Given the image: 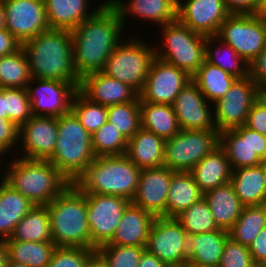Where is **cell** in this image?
<instances>
[{
    "label": "cell",
    "mask_w": 266,
    "mask_h": 267,
    "mask_svg": "<svg viewBox=\"0 0 266 267\" xmlns=\"http://www.w3.org/2000/svg\"><path fill=\"white\" fill-rule=\"evenodd\" d=\"M258 99V88L250 76L237 79L224 97L213 105L216 130L221 132L245 125L253 103Z\"/></svg>",
    "instance_id": "11"
},
{
    "label": "cell",
    "mask_w": 266,
    "mask_h": 267,
    "mask_svg": "<svg viewBox=\"0 0 266 267\" xmlns=\"http://www.w3.org/2000/svg\"><path fill=\"white\" fill-rule=\"evenodd\" d=\"M4 182H5V174H4V176L2 177V181L0 182V186H1V184L4 183Z\"/></svg>",
    "instance_id": "65"
},
{
    "label": "cell",
    "mask_w": 266,
    "mask_h": 267,
    "mask_svg": "<svg viewBox=\"0 0 266 267\" xmlns=\"http://www.w3.org/2000/svg\"><path fill=\"white\" fill-rule=\"evenodd\" d=\"M185 235L186 231L175 218L155 217L145 249L168 267H185L188 264L183 246Z\"/></svg>",
    "instance_id": "13"
},
{
    "label": "cell",
    "mask_w": 266,
    "mask_h": 267,
    "mask_svg": "<svg viewBox=\"0 0 266 267\" xmlns=\"http://www.w3.org/2000/svg\"><path fill=\"white\" fill-rule=\"evenodd\" d=\"M141 169L125 154L98 156L75 181L83 193L113 195L132 201Z\"/></svg>",
    "instance_id": "4"
},
{
    "label": "cell",
    "mask_w": 266,
    "mask_h": 267,
    "mask_svg": "<svg viewBox=\"0 0 266 267\" xmlns=\"http://www.w3.org/2000/svg\"><path fill=\"white\" fill-rule=\"evenodd\" d=\"M9 260L28 267H47L57 246L54 242L6 240Z\"/></svg>",
    "instance_id": "36"
},
{
    "label": "cell",
    "mask_w": 266,
    "mask_h": 267,
    "mask_svg": "<svg viewBox=\"0 0 266 267\" xmlns=\"http://www.w3.org/2000/svg\"><path fill=\"white\" fill-rule=\"evenodd\" d=\"M0 118L6 119L5 88H0Z\"/></svg>",
    "instance_id": "58"
},
{
    "label": "cell",
    "mask_w": 266,
    "mask_h": 267,
    "mask_svg": "<svg viewBox=\"0 0 266 267\" xmlns=\"http://www.w3.org/2000/svg\"><path fill=\"white\" fill-rule=\"evenodd\" d=\"M78 90L89 100L103 106L133 102L139 96L129 85L102 71L84 75Z\"/></svg>",
    "instance_id": "22"
},
{
    "label": "cell",
    "mask_w": 266,
    "mask_h": 267,
    "mask_svg": "<svg viewBox=\"0 0 266 267\" xmlns=\"http://www.w3.org/2000/svg\"><path fill=\"white\" fill-rule=\"evenodd\" d=\"M264 227L266 204L245 206L228 233L233 241L249 247Z\"/></svg>",
    "instance_id": "37"
},
{
    "label": "cell",
    "mask_w": 266,
    "mask_h": 267,
    "mask_svg": "<svg viewBox=\"0 0 266 267\" xmlns=\"http://www.w3.org/2000/svg\"><path fill=\"white\" fill-rule=\"evenodd\" d=\"M203 197L208 202L218 228L226 231L233 227L245 207L230 182L206 191Z\"/></svg>",
    "instance_id": "29"
},
{
    "label": "cell",
    "mask_w": 266,
    "mask_h": 267,
    "mask_svg": "<svg viewBox=\"0 0 266 267\" xmlns=\"http://www.w3.org/2000/svg\"><path fill=\"white\" fill-rule=\"evenodd\" d=\"M185 267H203V266H198V265H194V264H187Z\"/></svg>",
    "instance_id": "63"
},
{
    "label": "cell",
    "mask_w": 266,
    "mask_h": 267,
    "mask_svg": "<svg viewBox=\"0 0 266 267\" xmlns=\"http://www.w3.org/2000/svg\"><path fill=\"white\" fill-rule=\"evenodd\" d=\"M5 28L22 44L50 29L43 0H2Z\"/></svg>",
    "instance_id": "17"
},
{
    "label": "cell",
    "mask_w": 266,
    "mask_h": 267,
    "mask_svg": "<svg viewBox=\"0 0 266 267\" xmlns=\"http://www.w3.org/2000/svg\"><path fill=\"white\" fill-rule=\"evenodd\" d=\"M146 247L103 244L96 251L106 260L109 267H138Z\"/></svg>",
    "instance_id": "44"
},
{
    "label": "cell",
    "mask_w": 266,
    "mask_h": 267,
    "mask_svg": "<svg viewBox=\"0 0 266 267\" xmlns=\"http://www.w3.org/2000/svg\"><path fill=\"white\" fill-rule=\"evenodd\" d=\"M123 26L117 10L107 1L71 31L73 64L80 78L104 69L106 60L123 39Z\"/></svg>",
    "instance_id": "1"
},
{
    "label": "cell",
    "mask_w": 266,
    "mask_h": 267,
    "mask_svg": "<svg viewBox=\"0 0 266 267\" xmlns=\"http://www.w3.org/2000/svg\"><path fill=\"white\" fill-rule=\"evenodd\" d=\"M191 80L177 95L172 107L182 130H216L213 110ZM208 106V107H207Z\"/></svg>",
    "instance_id": "20"
},
{
    "label": "cell",
    "mask_w": 266,
    "mask_h": 267,
    "mask_svg": "<svg viewBox=\"0 0 266 267\" xmlns=\"http://www.w3.org/2000/svg\"><path fill=\"white\" fill-rule=\"evenodd\" d=\"M174 172L165 166L141 169L137 190L131 202L155 217L166 218V201Z\"/></svg>",
    "instance_id": "21"
},
{
    "label": "cell",
    "mask_w": 266,
    "mask_h": 267,
    "mask_svg": "<svg viewBox=\"0 0 266 267\" xmlns=\"http://www.w3.org/2000/svg\"><path fill=\"white\" fill-rule=\"evenodd\" d=\"M265 182L260 165L234 169L230 179L244 206L266 204Z\"/></svg>",
    "instance_id": "31"
},
{
    "label": "cell",
    "mask_w": 266,
    "mask_h": 267,
    "mask_svg": "<svg viewBox=\"0 0 266 267\" xmlns=\"http://www.w3.org/2000/svg\"><path fill=\"white\" fill-rule=\"evenodd\" d=\"M20 138L24 150L22 158L49 160L58 139L57 118L33 115L19 127Z\"/></svg>",
    "instance_id": "19"
},
{
    "label": "cell",
    "mask_w": 266,
    "mask_h": 267,
    "mask_svg": "<svg viewBox=\"0 0 266 267\" xmlns=\"http://www.w3.org/2000/svg\"><path fill=\"white\" fill-rule=\"evenodd\" d=\"M139 39L122 40L106 60L102 72L129 85L138 94L142 91L155 48ZM124 41V42H123Z\"/></svg>",
    "instance_id": "7"
},
{
    "label": "cell",
    "mask_w": 266,
    "mask_h": 267,
    "mask_svg": "<svg viewBox=\"0 0 266 267\" xmlns=\"http://www.w3.org/2000/svg\"><path fill=\"white\" fill-rule=\"evenodd\" d=\"M232 167L225 151L218 146L206 155L191 171L196 184L205 193L230 182Z\"/></svg>",
    "instance_id": "26"
},
{
    "label": "cell",
    "mask_w": 266,
    "mask_h": 267,
    "mask_svg": "<svg viewBox=\"0 0 266 267\" xmlns=\"http://www.w3.org/2000/svg\"><path fill=\"white\" fill-rule=\"evenodd\" d=\"M85 267H109L106 260L95 250L88 258Z\"/></svg>",
    "instance_id": "55"
},
{
    "label": "cell",
    "mask_w": 266,
    "mask_h": 267,
    "mask_svg": "<svg viewBox=\"0 0 266 267\" xmlns=\"http://www.w3.org/2000/svg\"><path fill=\"white\" fill-rule=\"evenodd\" d=\"M203 196L190 172H174L166 201V218H175Z\"/></svg>",
    "instance_id": "30"
},
{
    "label": "cell",
    "mask_w": 266,
    "mask_h": 267,
    "mask_svg": "<svg viewBox=\"0 0 266 267\" xmlns=\"http://www.w3.org/2000/svg\"><path fill=\"white\" fill-rule=\"evenodd\" d=\"M8 167L5 183L34 205L49 204L71 184L49 160L17 157Z\"/></svg>",
    "instance_id": "5"
},
{
    "label": "cell",
    "mask_w": 266,
    "mask_h": 267,
    "mask_svg": "<svg viewBox=\"0 0 266 267\" xmlns=\"http://www.w3.org/2000/svg\"><path fill=\"white\" fill-rule=\"evenodd\" d=\"M175 219L187 233L200 234L219 229L204 197L182 211Z\"/></svg>",
    "instance_id": "41"
},
{
    "label": "cell",
    "mask_w": 266,
    "mask_h": 267,
    "mask_svg": "<svg viewBox=\"0 0 266 267\" xmlns=\"http://www.w3.org/2000/svg\"><path fill=\"white\" fill-rule=\"evenodd\" d=\"M258 100L266 106V87L258 88Z\"/></svg>",
    "instance_id": "60"
},
{
    "label": "cell",
    "mask_w": 266,
    "mask_h": 267,
    "mask_svg": "<svg viewBox=\"0 0 266 267\" xmlns=\"http://www.w3.org/2000/svg\"><path fill=\"white\" fill-rule=\"evenodd\" d=\"M217 42L220 46L216 47L217 50L212 49V46H214L213 44H216ZM222 48L226 50L227 54L229 53V58L226 56L227 58L225 59V57L220 56L222 55V53L224 54L223 50L221 52ZM222 56H225V54ZM205 60L212 65L220 67L225 72L237 77L238 79L249 76V63H247L242 57H240L231 46L222 42L217 37L215 38V36L206 37Z\"/></svg>",
    "instance_id": "38"
},
{
    "label": "cell",
    "mask_w": 266,
    "mask_h": 267,
    "mask_svg": "<svg viewBox=\"0 0 266 267\" xmlns=\"http://www.w3.org/2000/svg\"><path fill=\"white\" fill-rule=\"evenodd\" d=\"M259 267H266V261Z\"/></svg>",
    "instance_id": "66"
},
{
    "label": "cell",
    "mask_w": 266,
    "mask_h": 267,
    "mask_svg": "<svg viewBox=\"0 0 266 267\" xmlns=\"http://www.w3.org/2000/svg\"><path fill=\"white\" fill-rule=\"evenodd\" d=\"M260 0H224L230 14L255 15Z\"/></svg>",
    "instance_id": "51"
},
{
    "label": "cell",
    "mask_w": 266,
    "mask_h": 267,
    "mask_svg": "<svg viewBox=\"0 0 266 267\" xmlns=\"http://www.w3.org/2000/svg\"><path fill=\"white\" fill-rule=\"evenodd\" d=\"M50 29L72 31L84 20L93 16L108 0L98 8L88 12V0H43Z\"/></svg>",
    "instance_id": "27"
},
{
    "label": "cell",
    "mask_w": 266,
    "mask_h": 267,
    "mask_svg": "<svg viewBox=\"0 0 266 267\" xmlns=\"http://www.w3.org/2000/svg\"><path fill=\"white\" fill-rule=\"evenodd\" d=\"M57 127L58 139L49 161L74 184L96 158L92 150V135L72 111L57 118Z\"/></svg>",
    "instance_id": "6"
},
{
    "label": "cell",
    "mask_w": 266,
    "mask_h": 267,
    "mask_svg": "<svg viewBox=\"0 0 266 267\" xmlns=\"http://www.w3.org/2000/svg\"><path fill=\"white\" fill-rule=\"evenodd\" d=\"M245 126L262 135H266V106L258 99L250 108Z\"/></svg>",
    "instance_id": "49"
},
{
    "label": "cell",
    "mask_w": 266,
    "mask_h": 267,
    "mask_svg": "<svg viewBox=\"0 0 266 267\" xmlns=\"http://www.w3.org/2000/svg\"><path fill=\"white\" fill-rule=\"evenodd\" d=\"M71 111L91 135L107 122V106L89 100L79 90L74 95Z\"/></svg>",
    "instance_id": "42"
},
{
    "label": "cell",
    "mask_w": 266,
    "mask_h": 267,
    "mask_svg": "<svg viewBox=\"0 0 266 267\" xmlns=\"http://www.w3.org/2000/svg\"><path fill=\"white\" fill-rule=\"evenodd\" d=\"M5 99L6 119L18 127L33 116L27 88H5Z\"/></svg>",
    "instance_id": "45"
},
{
    "label": "cell",
    "mask_w": 266,
    "mask_h": 267,
    "mask_svg": "<svg viewBox=\"0 0 266 267\" xmlns=\"http://www.w3.org/2000/svg\"><path fill=\"white\" fill-rule=\"evenodd\" d=\"M259 165L261 166L262 173L266 181V159H263ZM265 192H266V182H265Z\"/></svg>",
    "instance_id": "62"
},
{
    "label": "cell",
    "mask_w": 266,
    "mask_h": 267,
    "mask_svg": "<svg viewBox=\"0 0 266 267\" xmlns=\"http://www.w3.org/2000/svg\"><path fill=\"white\" fill-rule=\"evenodd\" d=\"M35 205L5 182L0 186V239H9L18 222Z\"/></svg>",
    "instance_id": "32"
},
{
    "label": "cell",
    "mask_w": 266,
    "mask_h": 267,
    "mask_svg": "<svg viewBox=\"0 0 266 267\" xmlns=\"http://www.w3.org/2000/svg\"><path fill=\"white\" fill-rule=\"evenodd\" d=\"M19 139V127L9 119L0 118V149L8 153Z\"/></svg>",
    "instance_id": "48"
},
{
    "label": "cell",
    "mask_w": 266,
    "mask_h": 267,
    "mask_svg": "<svg viewBox=\"0 0 266 267\" xmlns=\"http://www.w3.org/2000/svg\"><path fill=\"white\" fill-rule=\"evenodd\" d=\"M32 78L80 83L70 30L48 29L22 44Z\"/></svg>",
    "instance_id": "2"
},
{
    "label": "cell",
    "mask_w": 266,
    "mask_h": 267,
    "mask_svg": "<svg viewBox=\"0 0 266 267\" xmlns=\"http://www.w3.org/2000/svg\"><path fill=\"white\" fill-rule=\"evenodd\" d=\"M154 218L151 212L130 202L123 212L113 237L107 244L146 247Z\"/></svg>",
    "instance_id": "24"
},
{
    "label": "cell",
    "mask_w": 266,
    "mask_h": 267,
    "mask_svg": "<svg viewBox=\"0 0 266 267\" xmlns=\"http://www.w3.org/2000/svg\"><path fill=\"white\" fill-rule=\"evenodd\" d=\"M191 78L208 102L211 101L212 104L224 97L229 88L238 79L206 60L203 61Z\"/></svg>",
    "instance_id": "35"
},
{
    "label": "cell",
    "mask_w": 266,
    "mask_h": 267,
    "mask_svg": "<svg viewBox=\"0 0 266 267\" xmlns=\"http://www.w3.org/2000/svg\"><path fill=\"white\" fill-rule=\"evenodd\" d=\"M32 77L24 49L0 58V88H27Z\"/></svg>",
    "instance_id": "39"
},
{
    "label": "cell",
    "mask_w": 266,
    "mask_h": 267,
    "mask_svg": "<svg viewBox=\"0 0 266 267\" xmlns=\"http://www.w3.org/2000/svg\"><path fill=\"white\" fill-rule=\"evenodd\" d=\"M127 142L114 125L106 122L92 135V150L96 157L124 155Z\"/></svg>",
    "instance_id": "43"
},
{
    "label": "cell",
    "mask_w": 266,
    "mask_h": 267,
    "mask_svg": "<svg viewBox=\"0 0 266 267\" xmlns=\"http://www.w3.org/2000/svg\"><path fill=\"white\" fill-rule=\"evenodd\" d=\"M46 207L53 242L57 247L91 249L86 195L75 184H70Z\"/></svg>",
    "instance_id": "3"
},
{
    "label": "cell",
    "mask_w": 266,
    "mask_h": 267,
    "mask_svg": "<svg viewBox=\"0 0 266 267\" xmlns=\"http://www.w3.org/2000/svg\"><path fill=\"white\" fill-rule=\"evenodd\" d=\"M2 154H3V155H2ZM4 155H6L5 152H4L3 150L0 149V156L2 157V156H4ZM0 164H1V160H0Z\"/></svg>",
    "instance_id": "64"
},
{
    "label": "cell",
    "mask_w": 266,
    "mask_h": 267,
    "mask_svg": "<svg viewBox=\"0 0 266 267\" xmlns=\"http://www.w3.org/2000/svg\"><path fill=\"white\" fill-rule=\"evenodd\" d=\"M219 146L225 151L233 170L257 166L266 159V135L245 125L219 132Z\"/></svg>",
    "instance_id": "14"
},
{
    "label": "cell",
    "mask_w": 266,
    "mask_h": 267,
    "mask_svg": "<svg viewBox=\"0 0 266 267\" xmlns=\"http://www.w3.org/2000/svg\"><path fill=\"white\" fill-rule=\"evenodd\" d=\"M21 47L22 43L6 28L0 30V58L17 52Z\"/></svg>",
    "instance_id": "53"
},
{
    "label": "cell",
    "mask_w": 266,
    "mask_h": 267,
    "mask_svg": "<svg viewBox=\"0 0 266 267\" xmlns=\"http://www.w3.org/2000/svg\"><path fill=\"white\" fill-rule=\"evenodd\" d=\"M5 267H28V266L24 265V264H19V263L13 262V261L8 259L7 263L5 264Z\"/></svg>",
    "instance_id": "61"
},
{
    "label": "cell",
    "mask_w": 266,
    "mask_h": 267,
    "mask_svg": "<svg viewBox=\"0 0 266 267\" xmlns=\"http://www.w3.org/2000/svg\"><path fill=\"white\" fill-rule=\"evenodd\" d=\"M6 26V20H5V8L4 3L1 0L0 1V30L4 29Z\"/></svg>",
    "instance_id": "59"
},
{
    "label": "cell",
    "mask_w": 266,
    "mask_h": 267,
    "mask_svg": "<svg viewBox=\"0 0 266 267\" xmlns=\"http://www.w3.org/2000/svg\"><path fill=\"white\" fill-rule=\"evenodd\" d=\"M6 240L53 242L50 219L46 205H35L16 225Z\"/></svg>",
    "instance_id": "34"
},
{
    "label": "cell",
    "mask_w": 266,
    "mask_h": 267,
    "mask_svg": "<svg viewBox=\"0 0 266 267\" xmlns=\"http://www.w3.org/2000/svg\"><path fill=\"white\" fill-rule=\"evenodd\" d=\"M8 259L9 257L6 240L0 239V267H5Z\"/></svg>",
    "instance_id": "56"
},
{
    "label": "cell",
    "mask_w": 266,
    "mask_h": 267,
    "mask_svg": "<svg viewBox=\"0 0 266 267\" xmlns=\"http://www.w3.org/2000/svg\"><path fill=\"white\" fill-rule=\"evenodd\" d=\"M165 51L155 48L157 58L192 76L205 60L206 37L178 20L161 26Z\"/></svg>",
    "instance_id": "8"
},
{
    "label": "cell",
    "mask_w": 266,
    "mask_h": 267,
    "mask_svg": "<svg viewBox=\"0 0 266 267\" xmlns=\"http://www.w3.org/2000/svg\"><path fill=\"white\" fill-rule=\"evenodd\" d=\"M84 194L87 201L91 249L96 250L113 237L123 212L131 201L113 195Z\"/></svg>",
    "instance_id": "12"
},
{
    "label": "cell",
    "mask_w": 266,
    "mask_h": 267,
    "mask_svg": "<svg viewBox=\"0 0 266 267\" xmlns=\"http://www.w3.org/2000/svg\"><path fill=\"white\" fill-rule=\"evenodd\" d=\"M107 122L130 140L141 128L139 96L133 102L107 106Z\"/></svg>",
    "instance_id": "40"
},
{
    "label": "cell",
    "mask_w": 266,
    "mask_h": 267,
    "mask_svg": "<svg viewBox=\"0 0 266 267\" xmlns=\"http://www.w3.org/2000/svg\"><path fill=\"white\" fill-rule=\"evenodd\" d=\"M229 15L224 0H177V20L204 36H216Z\"/></svg>",
    "instance_id": "18"
},
{
    "label": "cell",
    "mask_w": 266,
    "mask_h": 267,
    "mask_svg": "<svg viewBox=\"0 0 266 267\" xmlns=\"http://www.w3.org/2000/svg\"><path fill=\"white\" fill-rule=\"evenodd\" d=\"M138 267H168L158 257L148 252L146 249L143 251Z\"/></svg>",
    "instance_id": "54"
},
{
    "label": "cell",
    "mask_w": 266,
    "mask_h": 267,
    "mask_svg": "<svg viewBox=\"0 0 266 267\" xmlns=\"http://www.w3.org/2000/svg\"><path fill=\"white\" fill-rule=\"evenodd\" d=\"M33 81L37 88L30 83L27 86L32 115L58 118L71 111L80 83L38 78H32Z\"/></svg>",
    "instance_id": "16"
},
{
    "label": "cell",
    "mask_w": 266,
    "mask_h": 267,
    "mask_svg": "<svg viewBox=\"0 0 266 267\" xmlns=\"http://www.w3.org/2000/svg\"><path fill=\"white\" fill-rule=\"evenodd\" d=\"M191 79L186 71L155 57L144 87L139 93L140 102L172 105L177 95Z\"/></svg>",
    "instance_id": "15"
},
{
    "label": "cell",
    "mask_w": 266,
    "mask_h": 267,
    "mask_svg": "<svg viewBox=\"0 0 266 267\" xmlns=\"http://www.w3.org/2000/svg\"><path fill=\"white\" fill-rule=\"evenodd\" d=\"M219 146L217 130H180L165 140L164 166L175 172H190Z\"/></svg>",
    "instance_id": "9"
},
{
    "label": "cell",
    "mask_w": 266,
    "mask_h": 267,
    "mask_svg": "<svg viewBox=\"0 0 266 267\" xmlns=\"http://www.w3.org/2000/svg\"><path fill=\"white\" fill-rule=\"evenodd\" d=\"M140 111L141 128L164 140L171 139L181 130L170 104L140 102Z\"/></svg>",
    "instance_id": "33"
},
{
    "label": "cell",
    "mask_w": 266,
    "mask_h": 267,
    "mask_svg": "<svg viewBox=\"0 0 266 267\" xmlns=\"http://www.w3.org/2000/svg\"><path fill=\"white\" fill-rule=\"evenodd\" d=\"M228 238V231L220 228L200 234L186 232L183 246L188 264L218 267Z\"/></svg>",
    "instance_id": "23"
},
{
    "label": "cell",
    "mask_w": 266,
    "mask_h": 267,
    "mask_svg": "<svg viewBox=\"0 0 266 267\" xmlns=\"http://www.w3.org/2000/svg\"><path fill=\"white\" fill-rule=\"evenodd\" d=\"M255 15L266 23V0H260Z\"/></svg>",
    "instance_id": "57"
},
{
    "label": "cell",
    "mask_w": 266,
    "mask_h": 267,
    "mask_svg": "<svg viewBox=\"0 0 266 267\" xmlns=\"http://www.w3.org/2000/svg\"><path fill=\"white\" fill-rule=\"evenodd\" d=\"M215 37L250 64L266 46V23L256 15L230 14Z\"/></svg>",
    "instance_id": "10"
},
{
    "label": "cell",
    "mask_w": 266,
    "mask_h": 267,
    "mask_svg": "<svg viewBox=\"0 0 266 267\" xmlns=\"http://www.w3.org/2000/svg\"><path fill=\"white\" fill-rule=\"evenodd\" d=\"M94 251L82 247H57L47 267H85Z\"/></svg>",
    "instance_id": "46"
},
{
    "label": "cell",
    "mask_w": 266,
    "mask_h": 267,
    "mask_svg": "<svg viewBox=\"0 0 266 267\" xmlns=\"http://www.w3.org/2000/svg\"><path fill=\"white\" fill-rule=\"evenodd\" d=\"M249 76L253 79L257 88L266 87V46L249 64Z\"/></svg>",
    "instance_id": "50"
},
{
    "label": "cell",
    "mask_w": 266,
    "mask_h": 267,
    "mask_svg": "<svg viewBox=\"0 0 266 267\" xmlns=\"http://www.w3.org/2000/svg\"><path fill=\"white\" fill-rule=\"evenodd\" d=\"M124 24L128 15L149 19L163 26L177 20V0H108ZM126 17V18H125Z\"/></svg>",
    "instance_id": "25"
},
{
    "label": "cell",
    "mask_w": 266,
    "mask_h": 267,
    "mask_svg": "<svg viewBox=\"0 0 266 267\" xmlns=\"http://www.w3.org/2000/svg\"><path fill=\"white\" fill-rule=\"evenodd\" d=\"M218 267H258L252 258L249 248L233 241L230 237L225 243L222 258Z\"/></svg>",
    "instance_id": "47"
},
{
    "label": "cell",
    "mask_w": 266,
    "mask_h": 267,
    "mask_svg": "<svg viewBox=\"0 0 266 267\" xmlns=\"http://www.w3.org/2000/svg\"><path fill=\"white\" fill-rule=\"evenodd\" d=\"M254 263L259 267L266 261V227H264L258 236L248 247Z\"/></svg>",
    "instance_id": "52"
},
{
    "label": "cell",
    "mask_w": 266,
    "mask_h": 267,
    "mask_svg": "<svg viewBox=\"0 0 266 267\" xmlns=\"http://www.w3.org/2000/svg\"><path fill=\"white\" fill-rule=\"evenodd\" d=\"M165 140L140 128L127 142L126 156L140 169L164 166Z\"/></svg>",
    "instance_id": "28"
}]
</instances>
